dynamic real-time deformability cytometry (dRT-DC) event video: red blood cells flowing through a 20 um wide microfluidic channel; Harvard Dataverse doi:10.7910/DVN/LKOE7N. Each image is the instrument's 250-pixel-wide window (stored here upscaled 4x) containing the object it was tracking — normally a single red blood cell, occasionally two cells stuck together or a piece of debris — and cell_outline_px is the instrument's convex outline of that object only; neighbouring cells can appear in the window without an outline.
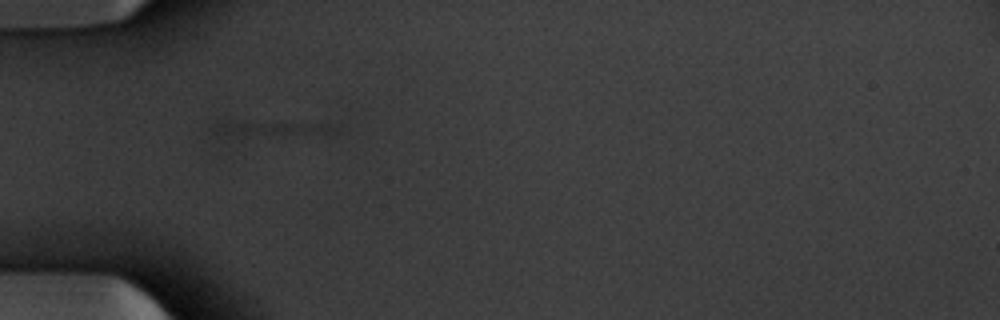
{"species": "common noctule bat (a hibernating species)", "species_latin": "Nyctalus noctula", "temperature_condition": "warm", "stored_images_in_passage": 20, "segment_of_instrument_passage": [2, 2], "camera_frame_rate_fps": 3000, "um_per_image_px": 0.085, "animal": {"sex": "male", "body_mass_g": 20.1, "forearm_length_mm": 53.5}, "frame": {"image": 1, "passage_image": 17, "time_ms": 5.333, "image_size_px": [1000, 320], "cell_outline_px": [[340, 132], [244, 136], [228, 136], [208, 132], [208, 124], [220, 120], [228, 120], [340, 124]], "centroid_in_image_um": [22.82, 10.89], "position_along_channel_um": 62.2, "area_um2": 11.79}}